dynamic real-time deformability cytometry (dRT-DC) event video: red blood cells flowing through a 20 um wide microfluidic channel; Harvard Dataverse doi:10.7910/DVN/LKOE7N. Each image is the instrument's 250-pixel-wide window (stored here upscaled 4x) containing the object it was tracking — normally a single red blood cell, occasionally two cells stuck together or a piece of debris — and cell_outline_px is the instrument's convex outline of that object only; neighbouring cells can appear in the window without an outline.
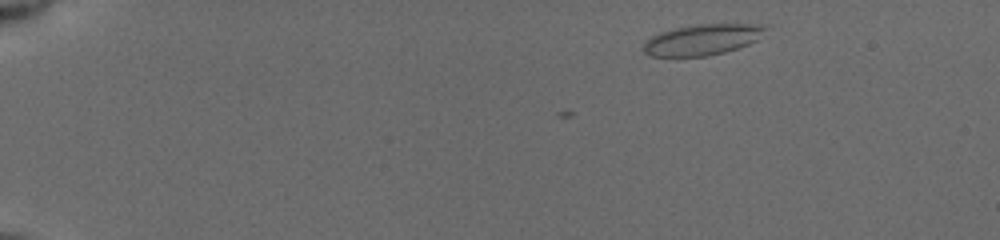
{"species": "common noctule bat (a hibernating species)", "species_latin": "Nyctalus noctula", "temperature_condition": "cold", "stored_images_in_passage": 5, "camera_frame_rate_fps": 3000, "um_per_image_px": 0.085, "animal": {"sex": "female", "body_mass_g": 19.5, "forearm_length_mm": 54.1}, "frame": {"image": 1, "passage_image": 5, "time_ms": 1.0, "image_size_px": [1000, 240], "cell_outline_px": [[768, 28], [756, 40], [748, 44], [724, 52], [704, 56], [648, 56], [644, 52], [644, 40], [660, 32], [676, 28], [700, 24], [768, 24]], "centroid_in_image_um": [59.7, 3.36], "position_along_channel_um": 25.3, "area_um2": 21.79}}